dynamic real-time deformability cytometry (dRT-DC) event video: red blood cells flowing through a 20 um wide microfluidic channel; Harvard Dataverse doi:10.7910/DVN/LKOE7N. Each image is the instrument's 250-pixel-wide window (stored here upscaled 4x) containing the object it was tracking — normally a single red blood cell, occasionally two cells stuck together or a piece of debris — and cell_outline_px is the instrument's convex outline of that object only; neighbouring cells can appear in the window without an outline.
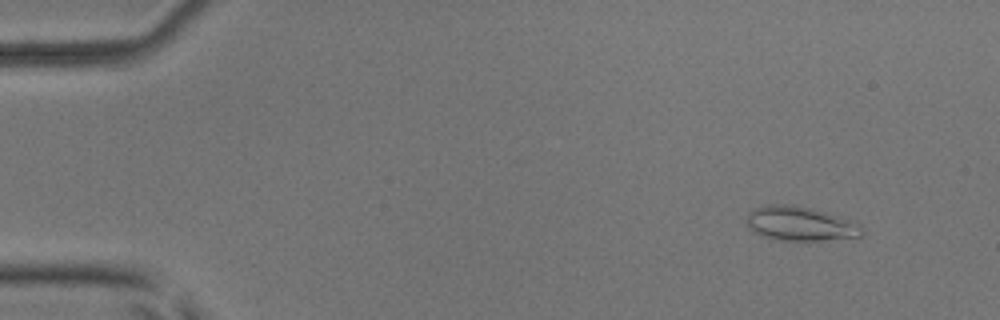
{"species": "common noctule bat (a hibernating species)", "species_latin": "Nyctalus noctula", "temperature_condition": "room temperature", "stored_images_in_passage": 53, "camera_frame_rate_fps": 3000, "um_per_image_px": 0.085, "animal": {"sex": "male", "body_mass_g": 17.9, "forearm_length_mm": 54.2}, "frame": {"image": 1, "passage_image": 5, "time_ms": 1.333, "image_size_px": [1000, 320], "cell_outline_px": [[864, 236], [820, 240], [780, 240], [752, 232], [748, 224], [748, 212], [752, 208], [768, 204], [792, 204], [812, 208], [828, 212], [856, 220], [860, 224], [864, 232]], "centroid_in_image_um": [68.08, 18.99], "position_along_channel_um": 16.9, "area_um2": 23.35}}
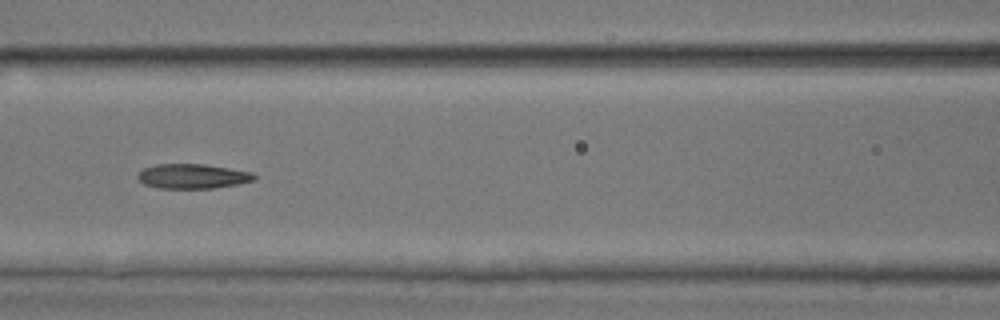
{"frame": {"image": 2, "passage_image": 24, "time_ms": 7.667, "image_size_px": [1000, 320], "cell_outline_px": [[256, 180], [240, 184], [212, 188], [156, 188], [144, 184], [136, 176], [144, 168], [156, 164], [204, 164], [252, 172], [256, 176]], "centroid_in_image_um": [16.39, 14.98], "position_along_channel_um": 150.2, "area_um2": 16.76}}
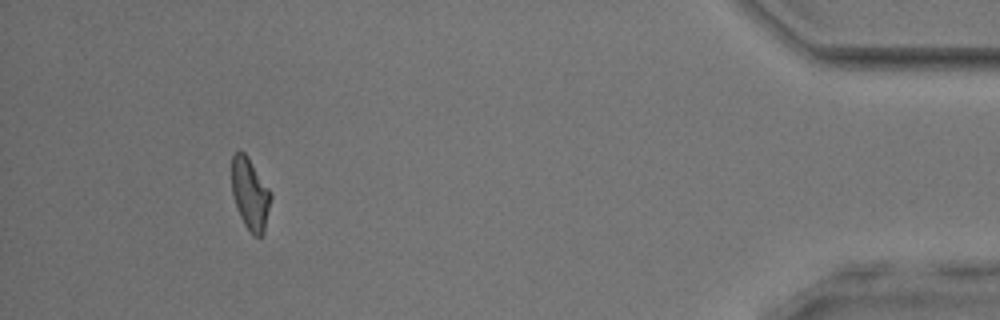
{"frame": {"image": 3, "passage_image": 49, "time_ms": 16.0, "image_size_px": [1000, 320], "cell_outline_px": [[272, 196], [264, 232], [260, 236], [252, 236], [244, 224], [240, 216], [232, 192], [232, 156], [240, 148], [248, 156], [268, 188]], "centroid_in_image_um": [21.26, 16.48], "position_along_channel_um": 413.9, "area_um2": 16.24}, "authors_computed_cell_mechanics": {"area_um2": 17.2244, "velocity_mm_per_s": 3.9075, "shape_relaxation_time_tau1_ms": null, "shape_relaxation_time_tau2_ms": 4.1285, "deformation_change_tau1": null, "deformation_change_tau2": 0.1219}}